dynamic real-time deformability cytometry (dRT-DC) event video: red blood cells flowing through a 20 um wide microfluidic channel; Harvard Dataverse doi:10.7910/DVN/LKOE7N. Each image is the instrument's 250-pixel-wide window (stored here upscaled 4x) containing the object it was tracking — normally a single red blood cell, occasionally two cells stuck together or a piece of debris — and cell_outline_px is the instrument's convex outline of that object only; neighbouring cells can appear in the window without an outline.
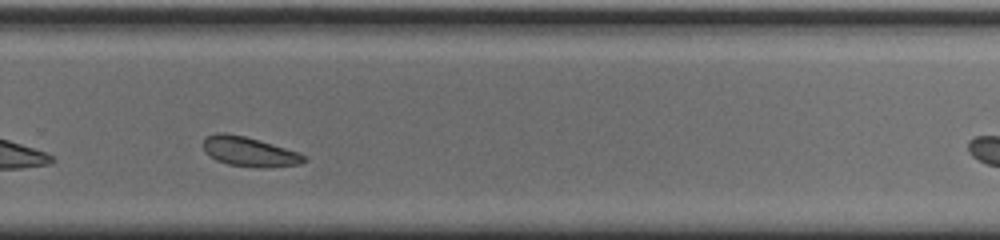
{"species": "common noctule bat (a hibernating species)", "species_latin": "Nyctalus noctula", "temperature_condition": "cold", "stored_images_in_passage": 31, "camera_frame_rate_fps": 3000, "um_per_image_px": 0.085, "animal": {"sex": "male", "body_mass_g": 20.0, "forearm_length_mm": 53.3}, "frame": {"image": 1, "passage_image": 22, "time_ms": 7.0, "image_size_px": [1000, 240], "cell_outline_px": [[308, 160], [300, 164], [260, 168], [256, 168], [228, 164], [216, 160], [204, 152], [204, 140], [208, 136], [216, 132], [224, 132], [244, 136], [300, 152]], "centroid_in_image_um": [21.19, 12.9], "position_along_channel_um": 308.6, "area_um2": 17.34}}